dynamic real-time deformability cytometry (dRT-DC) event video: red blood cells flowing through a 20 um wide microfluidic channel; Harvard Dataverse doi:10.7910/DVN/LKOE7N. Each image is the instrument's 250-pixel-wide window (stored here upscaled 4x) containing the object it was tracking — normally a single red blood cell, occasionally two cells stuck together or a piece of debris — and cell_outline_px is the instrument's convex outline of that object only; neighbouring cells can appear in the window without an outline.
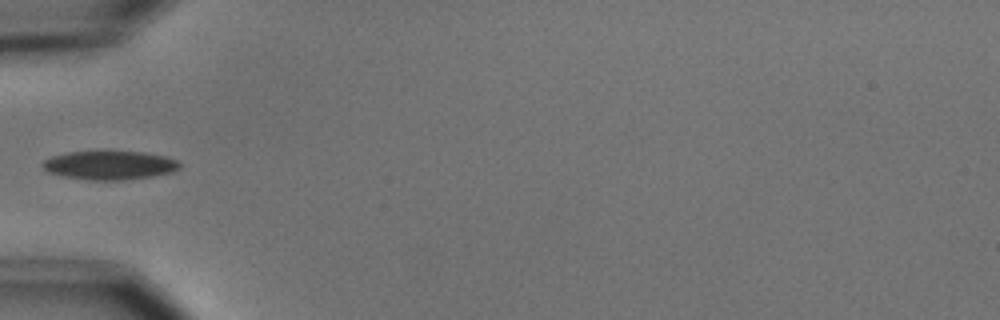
{"species": "common noctule bat (a hibernating species)", "species_latin": "Nyctalus noctula", "temperature_condition": "cold", "stored_images_in_passage": 7, "camera_frame_rate_fps": 3000, "um_per_image_px": 0.085, "animal": {"sex": "male", "body_mass_g": 15.6}, "frame": {"image": 1, "passage_image": 6, "time_ms": 6.0, "image_size_px": [1000, 320], "cell_outline_px": [[180, 168], [172, 172], [152, 176], [120, 180], [92, 180], [64, 176], [48, 172], [40, 164], [44, 160], [52, 156], [68, 152], [144, 152], [164, 156], [176, 160], [180, 164]], "centroid_in_image_um": [9.31, 14.04], "position_along_channel_um": 75.7, "area_um2": 22.66}}
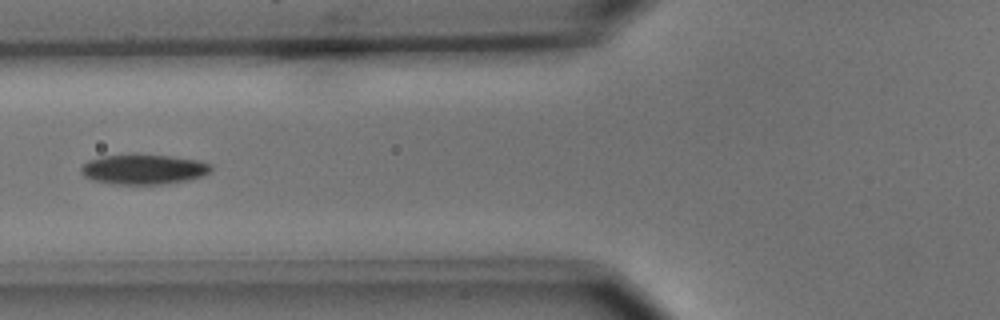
{"frame": {"image": 2, "passage_image": 7, "time_ms": 7.0, "image_size_px": [1000, 320], "cell_outline_px": [[212, 172], [204, 176], [184, 180], [160, 184], [116, 184], [92, 180], [84, 176], [80, 172], [80, 168], [88, 160], [100, 156], [132, 152], [172, 156], [196, 160], [212, 164]], "centroid_in_image_um": [12.18, 14.35], "position_along_channel_um": 113.6, "area_um2": 23.29}}